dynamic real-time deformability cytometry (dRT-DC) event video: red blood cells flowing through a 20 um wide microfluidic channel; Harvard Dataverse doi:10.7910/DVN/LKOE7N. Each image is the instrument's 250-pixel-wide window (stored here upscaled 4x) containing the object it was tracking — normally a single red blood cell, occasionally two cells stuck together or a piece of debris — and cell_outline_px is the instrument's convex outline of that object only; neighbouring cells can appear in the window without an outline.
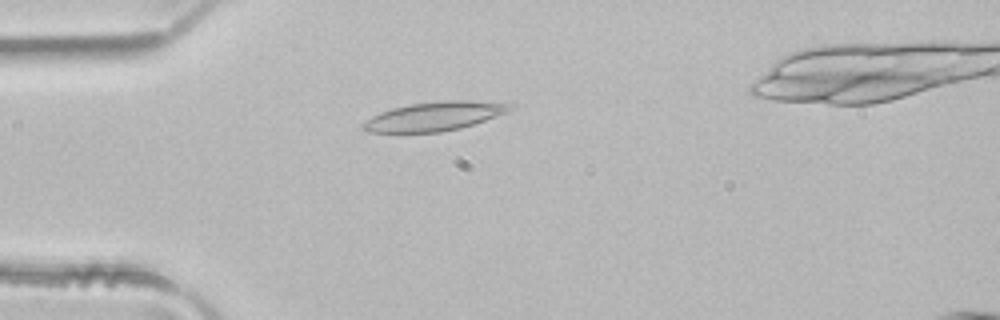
{"species": "common noctule bat (a hibernating species)", "species_latin": "Nyctalus noctula", "temperature_condition": "room temperature", "stored_images_in_passage": 3, "camera_frame_rate_fps": 3000, "um_per_image_px": 0.085, "animal": {"sex": "male", "body_mass_g": 21.5, "forearm_length_mm": 52.0}, "frame": {"image": 1, "passage_image": 2, "time_ms": 0.333, "image_size_px": [1000, 320], "cell_outline_px": [[516, 104], [512, 108], [504, 112], [484, 120], [460, 128], [440, 132], [368, 132], [360, 124], [372, 116], [380, 112], [392, 108], [412, 104], [448, 100], [472, 100]], "centroid_in_image_um": [36.9, 9.88], "position_along_channel_um": 48.1, "area_um2": 24.39}}